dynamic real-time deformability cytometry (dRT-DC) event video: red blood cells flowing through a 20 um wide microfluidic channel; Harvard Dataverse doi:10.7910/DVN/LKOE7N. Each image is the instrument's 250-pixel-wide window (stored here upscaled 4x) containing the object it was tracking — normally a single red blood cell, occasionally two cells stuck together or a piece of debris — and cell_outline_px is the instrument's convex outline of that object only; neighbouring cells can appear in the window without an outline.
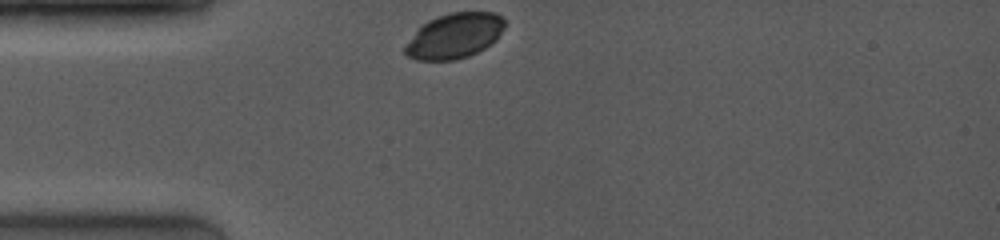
{"species": "common noctule bat (a hibernating species)", "species_latin": "Nyctalus noctula", "temperature_condition": "room temperature", "stored_images_in_passage": 8, "camera_frame_rate_fps": 4000, "um_per_image_px": 0.085, "animal": {"sex": "female", "body_mass_g": 19.0, "forearm_length_mm": 53.3}, "frame": {"image": 1, "passage_image": 1, "time_ms": 0.0, "image_size_px": [1000, 240], "cell_outline_px": [[504, 28], [496, 40], [484, 48], [468, 56], [456, 60], [416, 60], [408, 56], [404, 52], [404, 48], [416, 32], [428, 20], [448, 12], [496, 12], [504, 16]], "centroid_in_image_um": [38.67, 3.03], "position_along_channel_um": 46.3, "area_um2": 26.07}}
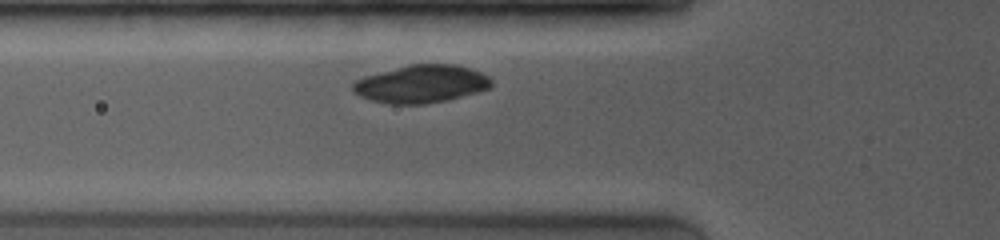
{"frame": {"image": 2, "passage_image": 5, "time_ms": 1.5, "image_size_px": [1000, 240], "cell_outline_px": [[492, 84], [488, 88], [476, 92], [448, 100], [424, 104], [388, 104], [372, 100], [360, 96], [352, 92], [352, 84], [356, 80], [364, 76], [408, 64], [456, 64], [480, 72], [488, 76], [492, 80]], "centroid_in_image_um": [35.77, 7.13], "position_along_channel_um": 90.0, "area_um2": 30.52}}